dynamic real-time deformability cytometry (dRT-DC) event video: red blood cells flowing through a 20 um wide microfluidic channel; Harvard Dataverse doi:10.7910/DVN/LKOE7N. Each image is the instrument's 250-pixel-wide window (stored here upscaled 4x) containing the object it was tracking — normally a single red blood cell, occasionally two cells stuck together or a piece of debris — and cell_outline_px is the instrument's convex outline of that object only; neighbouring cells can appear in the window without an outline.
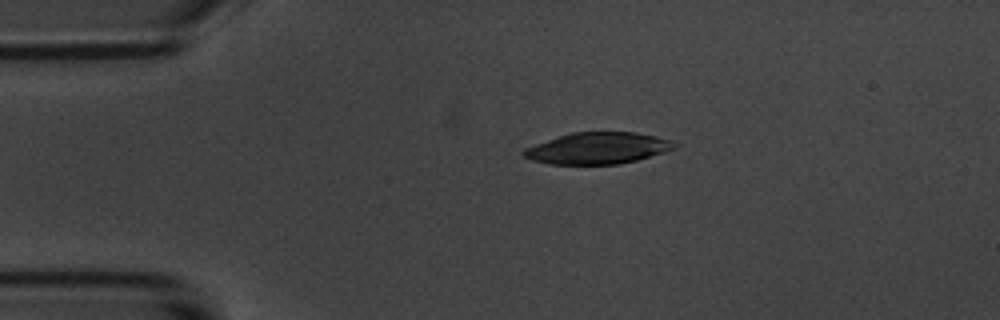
{"species": "common noctule bat (a hibernating species)", "species_latin": "Nyctalus noctula", "temperature_condition": "room temperature", "stored_images_in_passage": 3, "camera_frame_rate_fps": 3000, "um_per_image_px": 0.085, "animal": {"sex": "male", "body_mass_g": 20.1, "forearm_length_mm": 53.5}, "frame": {"image": 1, "passage_image": 1, "time_ms": 0.0, "image_size_px": [1000, 320], "cell_outline_px": [[680, 144], [676, 148], [664, 152], [636, 160], [620, 164], [548, 164], [532, 160], [524, 156], [520, 152], [524, 148], [572, 132], [636, 132], [656, 136], [672, 140]], "centroid_in_image_um": [50.84, 12.6], "position_along_channel_um": 34.2, "area_um2": 27.69}}